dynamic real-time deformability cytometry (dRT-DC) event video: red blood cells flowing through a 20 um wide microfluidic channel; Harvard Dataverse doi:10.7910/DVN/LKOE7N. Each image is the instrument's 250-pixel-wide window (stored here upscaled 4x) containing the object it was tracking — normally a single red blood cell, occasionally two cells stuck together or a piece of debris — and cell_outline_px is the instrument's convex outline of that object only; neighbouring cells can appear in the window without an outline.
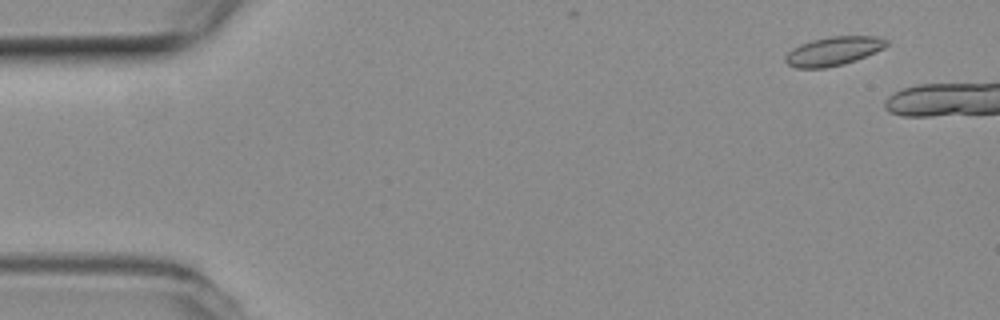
{"species": "common noctule bat (a hibernating species)", "species_latin": "Nyctalus noctula", "temperature_condition": "room temperature", "stored_images_in_passage": 8, "camera_frame_rate_fps": 3000, "um_per_image_px": 0.085, "animal": {"sex": "female", "body_mass_g": 19.3, "forearm_length_mm": 54.1}, "frame": {"image": 1, "passage_image": 4, "time_ms": 1.0, "image_size_px": [1000, 320], "cell_outline_px": [[888, 44], [884, 48], [844, 64], [824, 68], [796, 68], [788, 64], [784, 60], [784, 56], [792, 48], [800, 44], [812, 40], [832, 36], [876, 36], [888, 40]], "centroid_in_image_um": [70.81, 4.34], "position_along_channel_um": 14.2, "area_um2": 16.88}}